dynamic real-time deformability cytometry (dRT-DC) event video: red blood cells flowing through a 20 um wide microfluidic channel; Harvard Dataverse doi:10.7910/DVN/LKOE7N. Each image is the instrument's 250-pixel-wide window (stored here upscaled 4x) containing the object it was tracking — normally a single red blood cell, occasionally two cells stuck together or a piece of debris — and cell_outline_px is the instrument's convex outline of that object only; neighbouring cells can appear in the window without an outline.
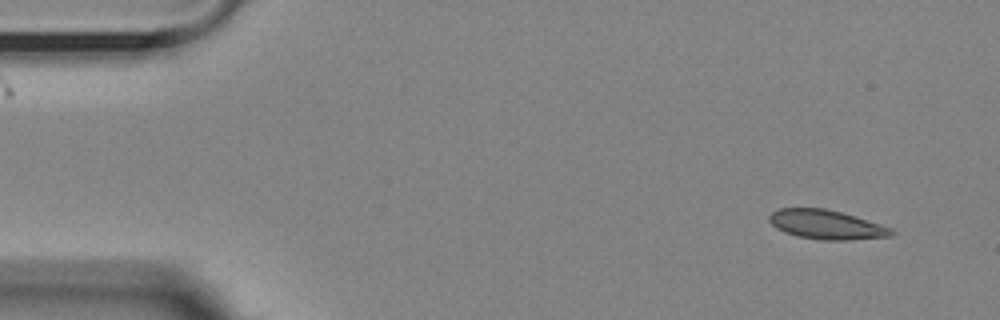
{"species": "Egyptian fruit bat (a non-hibernating species)", "species_latin": "Rousettus aegyptiacus", "temperature_condition": "room temperature", "stored_images_in_passage": 4, "camera_frame_rate_fps": 3000, "um_per_image_px": 0.085, "animal": {"sex": "female"}, "frame": {"image": 1, "passage_image": 1, "time_ms": 0.0, "image_size_px": [1000, 320], "cell_outline_px": [[896, 232], [892, 236], [848, 240], [820, 240], [796, 236], [784, 232], [776, 228], [768, 220], [768, 216], [772, 212], [780, 208], [824, 208], [840, 212], [880, 224], [892, 228]], "centroid_in_image_um": [70.22, 19.1], "position_along_channel_um": 14.8, "area_um2": 20.81}}
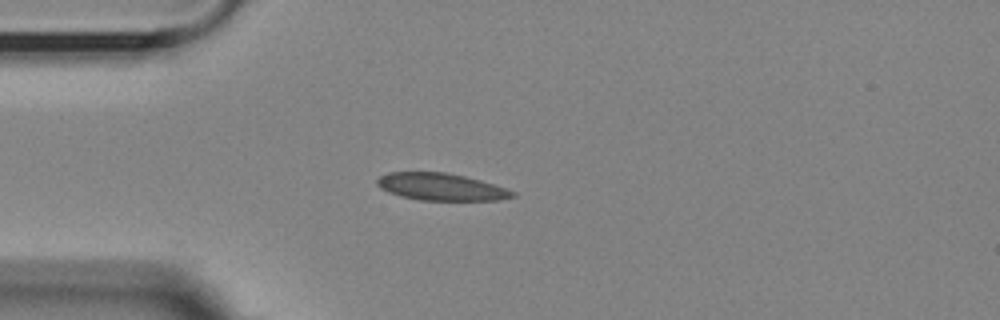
{"frame": {"image": 2, "passage_image": 3, "time_ms": 3.333, "image_size_px": [1000, 320], "cell_outline_px": [[516, 196], [500, 200], [420, 200], [400, 196], [388, 192], [380, 188], [376, 184], [376, 180], [380, 176], [388, 172], [444, 172], [464, 176], [480, 180], [516, 192]], "centroid_in_image_um": [37.46, 15.88], "position_along_channel_um": 47.5, "area_um2": 21.39}}